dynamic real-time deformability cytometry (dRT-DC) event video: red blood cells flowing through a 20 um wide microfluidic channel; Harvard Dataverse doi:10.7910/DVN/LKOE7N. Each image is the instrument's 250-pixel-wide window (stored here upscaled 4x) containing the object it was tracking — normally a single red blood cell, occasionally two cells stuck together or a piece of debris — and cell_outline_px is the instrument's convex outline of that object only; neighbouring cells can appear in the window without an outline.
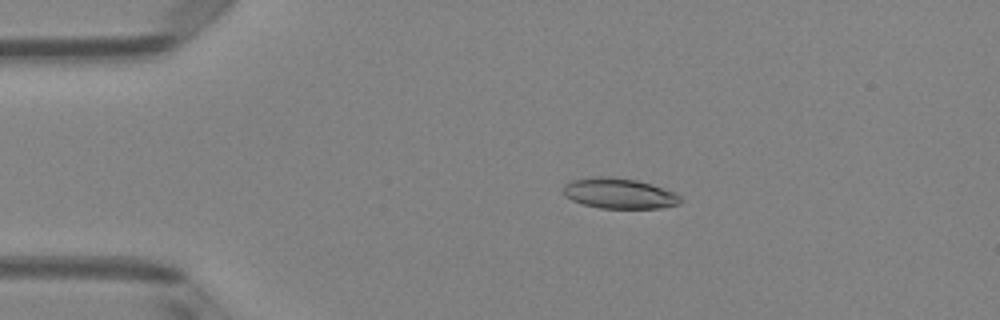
{"species": "Egyptian fruit bat (a non-hibernating species)", "species_latin": "Rousettus aegyptiacus", "temperature_condition": "room temperature", "stored_images_in_passage": 4, "camera_frame_rate_fps": 3000, "um_per_image_px": 0.085, "animal": {"sex": "female"}, "frame": {"image": 1, "passage_image": 3, "time_ms": 0.667, "image_size_px": [1000, 320], "cell_outline_px": [[684, 200], [680, 204], [664, 208], [600, 208], [584, 204], [572, 200], [564, 196], [564, 184], [572, 180], [592, 176], [612, 176], [636, 180], [652, 184], [676, 192]], "centroid_in_image_um": [52.67, 16.43], "position_along_channel_um": 32.3, "area_um2": 21.1}}